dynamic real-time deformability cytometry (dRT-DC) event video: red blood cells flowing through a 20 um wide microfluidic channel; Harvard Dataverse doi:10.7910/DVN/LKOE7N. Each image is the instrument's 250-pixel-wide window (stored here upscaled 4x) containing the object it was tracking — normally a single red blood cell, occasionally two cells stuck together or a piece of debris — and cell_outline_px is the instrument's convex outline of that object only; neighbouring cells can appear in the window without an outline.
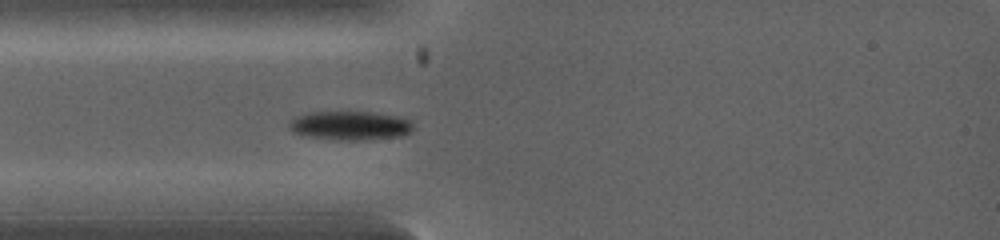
{"species": "common noctule bat (a hibernating species)", "species_latin": "Nyctalus noctula", "temperature_condition": "warm", "stored_images_in_passage": 2, "camera_frame_rate_fps": 5000, "um_per_image_px": 0.085, "animal": {"sex": "female", "body_mass_g": 19.0, "forearm_length_mm": 53.3}, "frame": {"image": 1, "passage_image": 2, "time_ms": 0.8, "image_size_px": [1000, 240], "cell_outline_px": [[412, 128], [408, 132], [400, 136], [368, 140], [332, 140], [308, 136], [292, 132], [288, 128], [288, 120], [304, 112], [376, 112], [396, 116], [412, 120]], "centroid_in_image_um": [29.7, 10.67], "position_along_channel_um": 55.3, "area_um2": 21.21}}